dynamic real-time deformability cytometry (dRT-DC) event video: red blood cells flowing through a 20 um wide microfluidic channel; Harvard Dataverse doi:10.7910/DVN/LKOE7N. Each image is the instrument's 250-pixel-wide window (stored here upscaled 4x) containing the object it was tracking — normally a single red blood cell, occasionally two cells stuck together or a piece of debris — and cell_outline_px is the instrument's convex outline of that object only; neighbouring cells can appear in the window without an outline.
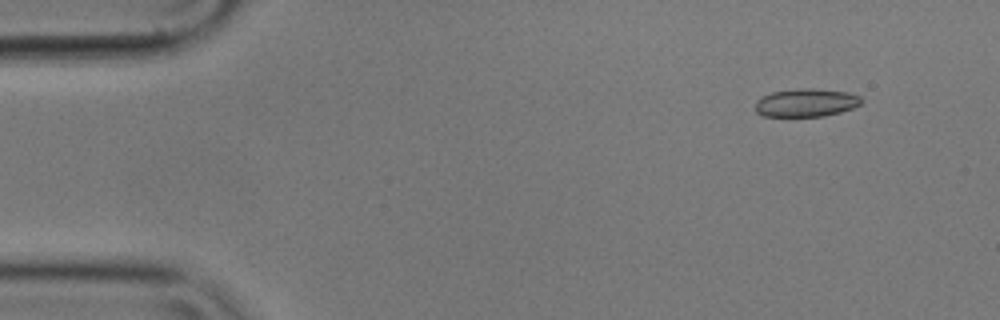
{"species": "common noctule bat (a hibernating species)", "species_latin": "Nyctalus noctula", "temperature_condition": "cold", "stored_images_in_passage": 5, "camera_frame_rate_fps": 3000, "um_per_image_px": 0.085, "animal": {"sex": "male", "body_mass_g": 17.9}, "frame": {"image": 1, "passage_image": 2, "time_ms": 0.333, "image_size_px": [1000, 320], "cell_outline_px": [[860, 104], [852, 108], [840, 112], [824, 116], [760, 116], [756, 112], [756, 100], [760, 96], [772, 92], [808, 88], [812, 88], [848, 92], [860, 96]], "centroid_in_image_um": [68.48, 8.73], "position_along_channel_um": 16.5, "area_um2": 17.28}}
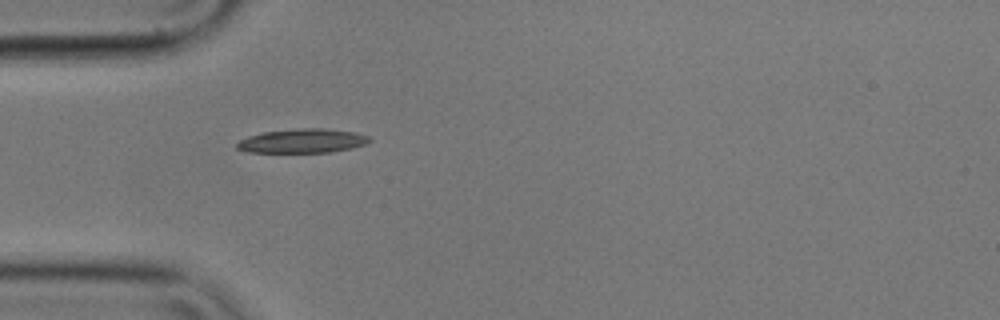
{"frame": {"image": 2, "passage_image": 5, "time_ms": 1.333, "image_size_px": [1000, 320], "cell_outline_px": [[372, 140], [368, 144], [352, 148], [332, 152], [248, 152], [236, 148], [236, 144], [240, 140], [248, 136], [264, 132], [296, 128], [324, 128], [352, 132], [368, 136]], "centroid_in_image_um": [25.73, 11.98], "position_along_channel_um": 59.3, "area_um2": 18.61}}